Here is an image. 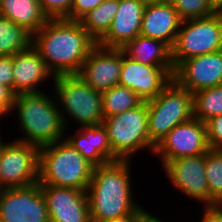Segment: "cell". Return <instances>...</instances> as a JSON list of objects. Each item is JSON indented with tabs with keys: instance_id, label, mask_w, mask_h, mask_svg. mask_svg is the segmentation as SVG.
Here are the masks:
<instances>
[{
	"instance_id": "obj_1",
	"label": "cell",
	"mask_w": 222,
	"mask_h": 222,
	"mask_svg": "<svg viewBox=\"0 0 222 222\" xmlns=\"http://www.w3.org/2000/svg\"><path fill=\"white\" fill-rule=\"evenodd\" d=\"M32 46L54 76L77 75L97 42L79 21L48 19L32 35Z\"/></svg>"
},
{
	"instance_id": "obj_2",
	"label": "cell",
	"mask_w": 222,
	"mask_h": 222,
	"mask_svg": "<svg viewBox=\"0 0 222 222\" xmlns=\"http://www.w3.org/2000/svg\"><path fill=\"white\" fill-rule=\"evenodd\" d=\"M131 163L116 160L93 168L87 189L91 222L143 214L131 191Z\"/></svg>"
},
{
	"instance_id": "obj_3",
	"label": "cell",
	"mask_w": 222,
	"mask_h": 222,
	"mask_svg": "<svg viewBox=\"0 0 222 222\" xmlns=\"http://www.w3.org/2000/svg\"><path fill=\"white\" fill-rule=\"evenodd\" d=\"M52 96L44 91L14 96L12 112L16 111L23 135L12 139L37 147L64 139L66 129L54 94Z\"/></svg>"
},
{
	"instance_id": "obj_4",
	"label": "cell",
	"mask_w": 222,
	"mask_h": 222,
	"mask_svg": "<svg viewBox=\"0 0 222 222\" xmlns=\"http://www.w3.org/2000/svg\"><path fill=\"white\" fill-rule=\"evenodd\" d=\"M93 168L65 139L39 147L40 185L87 191Z\"/></svg>"
},
{
	"instance_id": "obj_5",
	"label": "cell",
	"mask_w": 222,
	"mask_h": 222,
	"mask_svg": "<svg viewBox=\"0 0 222 222\" xmlns=\"http://www.w3.org/2000/svg\"><path fill=\"white\" fill-rule=\"evenodd\" d=\"M51 85L65 129L70 120L79 127L103 125L102 92L94 90L78 75L55 76Z\"/></svg>"
},
{
	"instance_id": "obj_6",
	"label": "cell",
	"mask_w": 222,
	"mask_h": 222,
	"mask_svg": "<svg viewBox=\"0 0 222 222\" xmlns=\"http://www.w3.org/2000/svg\"><path fill=\"white\" fill-rule=\"evenodd\" d=\"M103 126L108 132L112 161H133V156L143 149L153 154L155 145L149 140L146 101L121 114L104 118Z\"/></svg>"
},
{
	"instance_id": "obj_7",
	"label": "cell",
	"mask_w": 222,
	"mask_h": 222,
	"mask_svg": "<svg viewBox=\"0 0 222 222\" xmlns=\"http://www.w3.org/2000/svg\"><path fill=\"white\" fill-rule=\"evenodd\" d=\"M146 102L149 140L155 146L175 126L194 117L193 94L174 79L154 99Z\"/></svg>"
},
{
	"instance_id": "obj_8",
	"label": "cell",
	"mask_w": 222,
	"mask_h": 222,
	"mask_svg": "<svg viewBox=\"0 0 222 222\" xmlns=\"http://www.w3.org/2000/svg\"><path fill=\"white\" fill-rule=\"evenodd\" d=\"M219 50H222V13L183 20L171 48L174 69L188 58Z\"/></svg>"
},
{
	"instance_id": "obj_9",
	"label": "cell",
	"mask_w": 222,
	"mask_h": 222,
	"mask_svg": "<svg viewBox=\"0 0 222 222\" xmlns=\"http://www.w3.org/2000/svg\"><path fill=\"white\" fill-rule=\"evenodd\" d=\"M11 141L5 142L1 137L0 190L38 182L39 147L15 139Z\"/></svg>"
},
{
	"instance_id": "obj_10",
	"label": "cell",
	"mask_w": 222,
	"mask_h": 222,
	"mask_svg": "<svg viewBox=\"0 0 222 222\" xmlns=\"http://www.w3.org/2000/svg\"><path fill=\"white\" fill-rule=\"evenodd\" d=\"M0 222H49L40 183L1 189Z\"/></svg>"
},
{
	"instance_id": "obj_11",
	"label": "cell",
	"mask_w": 222,
	"mask_h": 222,
	"mask_svg": "<svg viewBox=\"0 0 222 222\" xmlns=\"http://www.w3.org/2000/svg\"><path fill=\"white\" fill-rule=\"evenodd\" d=\"M209 149L206 124L193 117L171 129L155 146L153 155L163 166L168 160L205 154Z\"/></svg>"
},
{
	"instance_id": "obj_12",
	"label": "cell",
	"mask_w": 222,
	"mask_h": 222,
	"mask_svg": "<svg viewBox=\"0 0 222 222\" xmlns=\"http://www.w3.org/2000/svg\"><path fill=\"white\" fill-rule=\"evenodd\" d=\"M170 184L190 200L210 206L209 187L205 172V154L168 160L163 166ZM166 172V173H165Z\"/></svg>"
},
{
	"instance_id": "obj_13",
	"label": "cell",
	"mask_w": 222,
	"mask_h": 222,
	"mask_svg": "<svg viewBox=\"0 0 222 222\" xmlns=\"http://www.w3.org/2000/svg\"><path fill=\"white\" fill-rule=\"evenodd\" d=\"M174 66H149L128 57L123 63L118 85L135 92L143 101L154 99L173 79Z\"/></svg>"
},
{
	"instance_id": "obj_14",
	"label": "cell",
	"mask_w": 222,
	"mask_h": 222,
	"mask_svg": "<svg viewBox=\"0 0 222 222\" xmlns=\"http://www.w3.org/2000/svg\"><path fill=\"white\" fill-rule=\"evenodd\" d=\"M173 79L192 94L222 85V50L182 61L174 69Z\"/></svg>"
},
{
	"instance_id": "obj_15",
	"label": "cell",
	"mask_w": 222,
	"mask_h": 222,
	"mask_svg": "<svg viewBox=\"0 0 222 222\" xmlns=\"http://www.w3.org/2000/svg\"><path fill=\"white\" fill-rule=\"evenodd\" d=\"M122 63V49L96 45L77 75L94 90L104 92L118 85Z\"/></svg>"
},
{
	"instance_id": "obj_16",
	"label": "cell",
	"mask_w": 222,
	"mask_h": 222,
	"mask_svg": "<svg viewBox=\"0 0 222 222\" xmlns=\"http://www.w3.org/2000/svg\"><path fill=\"white\" fill-rule=\"evenodd\" d=\"M49 222H91L87 191L41 185Z\"/></svg>"
},
{
	"instance_id": "obj_17",
	"label": "cell",
	"mask_w": 222,
	"mask_h": 222,
	"mask_svg": "<svg viewBox=\"0 0 222 222\" xmlns=\"http://www.w3.org/2000/svg\"><path fill=\"white\" fill-rule=\"evenodd\" d=\"M146 4L145 0H119V8L111 26L97 45L122 49L139 36Z\"/></svg>"
},
{
	"instance_id": "obj_18",
	"label": "cell",
	"mask_w": 222,
	"mask_h": 222,
	"mask_svg": "<svg viewBox=\"0 0 222 222\" xmlns=\"http://www.w3.org/2000/svg\"><path fill=\"white\" fill-rule=\"evenodd\" d=\"M54 79L55 76L32 44L24 51L13 55V93L15 95L41 92L43 91L41 85H44L46 80Z\"/></svg>"
},
{
	"instance_id": "obj_19",
	"label": "cell",
	"mask_w": 222,
	"mask_h": 222,
	"mask_svg": "<svg viewBox=\"0 0 222 222\" xmlns=\"http://www.w3.org/2000/svg\"><path fill=\"white\" fill-rule=\"evenodd\" d=\"M182 20L171 3H147L144 9L140 35L174 45Z\"/></svg>"
},
{
	"instance_id": "obj_20",
	"label": "cell",
	"mask_w": 222,
	"mask_h": 222,
	"mask_svg": "<svg viewBox=\"0 0 222 222\" xmlns=\"http://www.w3.org/2000/svg\"><path fill=\"white\" fill-rule=\"evenodd\" d=\"M64 139L94 167L112 161V148L103 125L78 127Z\"/></svg>"
},
{
	"instance_id": "obj_21",
	"label": "cell",
	"mask_w": 222,
	"mask_h": 222,
	"mask_svg": "<svg viewBox=\"0 0 222 222\" xmlns=\"http://www.w3.org/2000/svg\"><path fill=\"white\" fill-rule=\"evenodd\" d=\"M0 15L35 34L48 20L38 0H2Z\"/></svg>"
},
{
	"instance_id": "obj_22",
	"label": "cell",
	"mask_w": 222,
	"mask_h": 222,
	"mask_svg": "<svg viewBox=\"0 0 222 222\" xmlns=\"http://www.w3.org/2000/svg\"><path fill=\"white\" fill-rule=\"evenodd\" d=\"M122 50L138 62L149 66H173L171 48L164 42L144 36H137Z\"/></svg>"
},
{
	"instance_id": "obj_23",
	"label": "cell",
	"mask_w": 222,
	"mask_h": 222,
	"mask_svg": "<svg viewBox=\"0 0 222 222\" xmlns=\"http://www.w3.org/2000/svg\"><path fill=\"white\" fill-rule=\"evenodd\" d=\"M119 0H105L80 20L82 27L98 42L109 30L118 11Z\"/></svg>"
},
{
	"instance_id": "obj_24",
	"label": "cell",
	"mask_w": 222,
	"mask_h": 222,
	"mask_svg": "<svg viewBox=\"0 0 222 222\" xmlns=\"http://www.w3.org/2000/svg\"><path fill=\"white\" fill-rule=\"evenodd\" d=\"M32 43V35L21 26L0 15V56H13Z\"/></svg>"
},
{
	"instance_id": "obj_25",
	"label": "cell",
	"mask_w": 222,
	"mask_h": 222,
	"mask_svg": "<svg viewBox=\"0 0 222 222\" xmlns=\"http://www.w3.org/2000/svg\"><path fill=\"white\" fill-rule=\"evenodd\" d=\"M143 100L131 89L120 85L102 92L104 118L121 114L140 105Z\"/></svg>"
},
{
	"instance_id": "obj_26",
	"label": "cell",
	"mask_w": 222,
	"mask_h": 222,
	"mask_svg": "<svg viewBox=\"0 0 222 222\" xmlns=\"http://www.w3.org/2000/svg\"><path fill=\"white\" fill-rule=\"evenodd\" d=\"M222 114V85L193 93V116L201 122Z\"/></svg>"
},
{
	"instance_id": "obj_27",
	"label": "cell",
	"mask_w": 222,
	"mask_h": 222,
	"mask_svg": "<svg viewBox=\"0 0 222 222\" xmlns=\"http://www.w3.org/2000/svg\"><path fill=\"white\" fill-rule=\"evenodd\" d=\"M205 172L212 206L222 196V150L209 149L205 153Z\"/></svg>"
},
{
	"instance_id": "obj_28",
	"label": "cell",
	"mask_w": 222,
	"mask_h": 222,
	"mask_svg": "<svg viewBox=\"0 0 222 222\" xmlns=\"http://www.w3.org/2000/svg\"><path fill=\"white\" fill-rule=\"evenodd\" d=\"M171 4L182 21L203 18L215 13L209 0H172Z\"/></svg>"
},
{
	"instance_id": "obj_29",
	"label": "cell",
	"mask_w": 222,
	"mask_h": 222,
	"mask_svg": "<svg viewBox=\"0 0 222 222\" xmlns=\"http://www.w3.org/2000/svg\"><path fill=\"white\" fill-rule=\"evenodd\" d=\"M43 13L48 19L65 18L70 20L73 0H38Z\"/></svg>"
},
{
	"instance_id": "obj_30",
	"label": "cell",
	"mask_w": 222,
	"mask_h": 222,
	"mask_svg": "<svg viewBox=\"0 0 222 222\" xmlns=\"http://www.w3.org/2000/svg\"><path fill=\"white\" fill-rule=\"evenodd\" d=\"M207 142L211 150H222V114L205 122Z\"/></svg>"
},
{
	"instance_id": "obj_31",
	"label": "cell",
	"mask_w": 222,
	"mask_h": 222,
	"mask_svg": "<svg viewBox=\"0 0 222 222\" xmlns=\"http://www.w3.org/2000/svg\"><path fill=\"white\" fill-rule=\"evenodd\" d=\"M105 0H73L70 20L79 21L89 11L99 6Z\"/></svg>"
},
{
	"instance_id": "obj_32",
	"label": "cell",
	"mask_w": 222,
	"mask_h": 222,
	"mask_svg": "<svg viewBox=\"0 0 222 222\" xmlns=\"http://www.w3.org/2000/svg\"><path fill=\"white\" fill-rule=\"evenodd\" d=\"M0 85L13 92V56H0Z\"/></svg>"
},
{
	"instance_id": "obj_33",
	"label": "cell",
	"mask_w": 222,
	"mask_h": 222,
	"mask_svg": "<svg viewBox=\"0 0 222 222\" xmlns=\"http://www.w3.org/2000/svg\"><path fill=\"white\" fill-rule=\"evenodd\" d=\"M14 96L15 94L7 86L0 85V119L11 114Z\"/></svg>"
},
{
	"instance_id": "obj_34",
	"label": "cell",
	"mask_w": 222,
	"mask_h": 222,
	"mask_svg": "<svg viewBox=\"0 0 222 222\" xmlns=\"http://www.w3.org/2000/svg\"><path fill=\"white\" fill-rule=\"evenodd\" d=\"M203 213L201 214L202 218L198 222H222V214H220L212 206H202Z\"/></svg>"
},
{
	"instance_id": "obj_35",
	"label": "cell",
	"mask_w": 222,
	"mask_h": 222,
	"mask_svg": "<svg viewBox=\"0 0 222 222\" xmlns=\"http://www.w3.org/2000/svg\"><path fill=\"white\" fill-rule=\"evenodd\" d=\"M142 215H130L119 218L106 219L98 222H139Z\"/></svg>"
},
{
	"instance_id": "obj_36",
	"label": "cell",
	"mask_w": 222,
	"mask_h": 222,
	"mask_svg": "<svg viewBox=\"0 0 222 222\" xmlns=\"http://www.w3.org/2000/svg\"><path fill=\"white\" fill-rule=\"evenodd\" d=\"M139 222H165L164 220L157 218L153 214L149 213L147 209L143 212Z\"/></svg>"
},
{
	"instance_id": "obj_37",
	"label": "cell",
	"mask_w": 222,
	"mask_h": 222,
	"mask_svg": "<svg viewBox=\"0 0 222 222\" xmlns=\"http://www.w3.org/2000/svg\"><path fill=\"white\" fill-rule=\"evenodd\" d=\"M209 3L215 13H222V0H209Z\"/></svg>"
},
{
	"instance_id": "obj_38",
	"label": "cell",
	"mask_w": 222,
	"mask_h": 222,
	"mask_svg": "<svg viewBox=\"0 0 222 222\" xmlns=\"http://www.w3.org/2000/svg\"><path fill=\"white\" fill-rule=\"evenodd\" d=\"M212 207H214L220 214H222V196L214 201Z\"/></svg>"
},
{
	"instance_id": "obj_39",
	"label": "cell",
	"mask_w": 222,
	"mask_h": 222,
	"mask_svg": "<svg viewBox=\"0 0 222 222\" xmlns=\"http://www.w3.org/2000/svg\"><path fill=\"white\" fill-rule=\"evenodd\" d=\"M147 3H171L172 0H145Z\"/></svg>"
},
{
	"instance_id": "obj_40",
	"label": "cell",
	"mask_w": 222,
	"mask_h": 222,
	"mask_svg": "<svg viewBox=\"0 0 222 222\" xmlns=\"http://www.w3.org/2000/svg\"><path fill=\"white\" fill-rule=\"evenodd\" d=\"M1 133V132H0ZM1 134H0V152H1Z\"/></svg>"
}]
</instances>
